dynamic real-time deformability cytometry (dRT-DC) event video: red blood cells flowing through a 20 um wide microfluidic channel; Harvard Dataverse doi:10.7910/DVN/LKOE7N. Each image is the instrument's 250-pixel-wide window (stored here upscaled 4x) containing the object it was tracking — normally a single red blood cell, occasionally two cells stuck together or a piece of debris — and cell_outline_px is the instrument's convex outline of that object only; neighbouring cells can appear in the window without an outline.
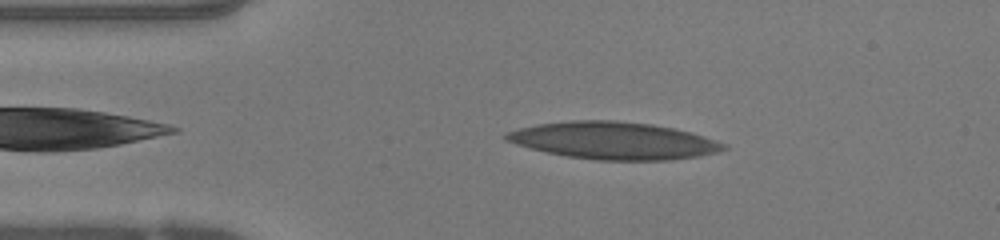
{"species": "human", "species_latin": "Homo sapiens", "temperature_condition": "warm", "stored_images_in_passage": 44, "camera_frame_rate_fps": 3000, "um_per_image_px": 0.085, "donor": {"sex": "female"}, "frame": {"image": 1, "passage_image": 5, "time_ms": 1.333, "image_size_px": [1000, 240], "cell_outline_px": [[728, 148], [720, 152], [700, 156], [668, 160], [596, 160], [568, 156], [548, 152], [516, 144], [504, 140], [504, 132], [520, 128], [540, 124], [572, 120], [616, 120], [652, 124], [692, 132], [728, 144]], "centroid_in_image_um": [52.21, 11.95], "position_along_channel_um": 32.8, "area_um2": 47.22}}
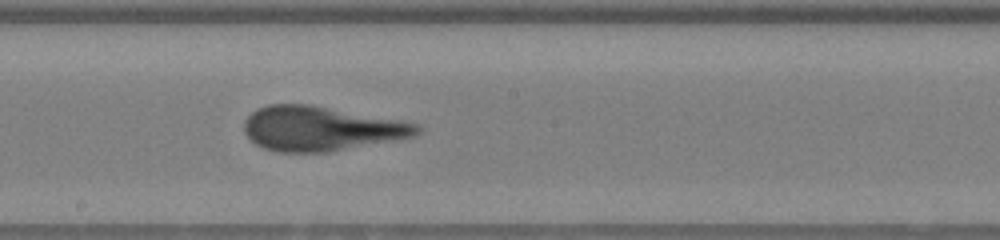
{"frame": {"image": 2, "passage_image": 21, "time_ms": 6.667, "image_size_px": [1000, 240], "cell_outline_px": [[424, 128], [416, 136], [396, 140], [328, 152], [280, 152], [264, 148], [256, 144], [244, 132], [244, 120], [256, 108], [268, 104], [308, 104], [404, 120], [420, 124]], "centroid_in_image_um": [27.33, 10.92], "position_along_channel_um": 220.9, "area_um2": 45.2}}
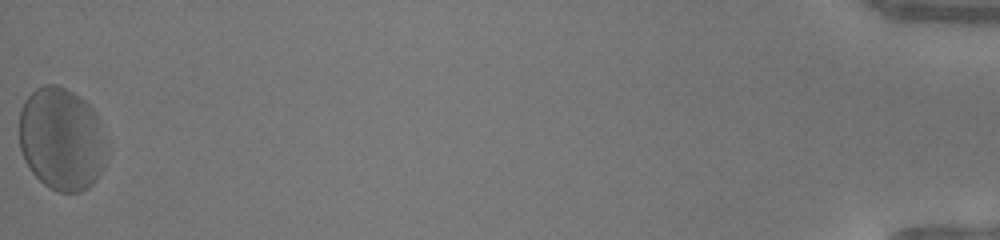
{"frame": {"image": 3, "passage_image": 44, "time_ms": 14.333, "image_size_px": [1000, 240], "cell_outline_px": [[112, 148], [96, 180], [88, 188], [80, 192], [56, 192], [48, 188], [28, 168], [24, 160], [20, 148], [20, 112], [24, 100], [36, 88], [44, 84], [56, 84], [80, 96], [96, 112]], "centroid_in_image_um": [5.29, 11.83], "position_along_channel_um": 429.9, "area_um2": 53.64}, "authors_computed_cell_mechanics": {"area_um2": 45.5753, "velocity_mm_per_s": 4.1614, "shape_relaxation_time_tau1_ms": 7.1859, "shape_relaxation_time_tau2_ms": 1.3103, "deformation_change_tau1": 0.2521, "deformation_change_tau2": 0.118}}